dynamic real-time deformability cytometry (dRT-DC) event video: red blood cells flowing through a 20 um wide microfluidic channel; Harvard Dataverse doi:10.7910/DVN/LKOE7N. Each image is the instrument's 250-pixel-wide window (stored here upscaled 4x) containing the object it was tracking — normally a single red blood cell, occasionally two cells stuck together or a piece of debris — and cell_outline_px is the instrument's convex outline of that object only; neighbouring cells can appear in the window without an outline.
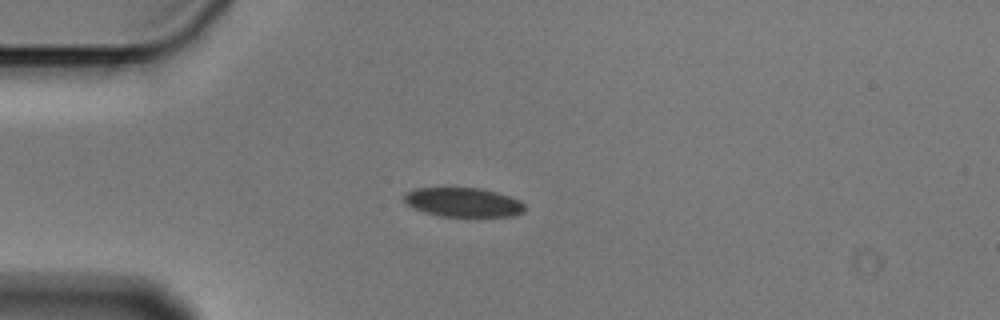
{"species": "Egyptian fruit bat (a non-hibernating species)", "species_latin": "Rousettus aegyptiacus", "temperature_condition": "cold", "stored_images_in_passage": 4, "camera_frame_rate_fps": 3000, "um_per_image_px": 0.085, "animal": {"sex": "male"}, "frame": {"image": 1, "passage_image": 3, "time_ms": 0.667, "image_size_px": [1000, 320], "cell_outline_px": [[524, 212], [516, 216], [440, 216], [424, 212], [412, 208], [404, 200], [404, 196], [408, 192], [416, 188], [480, 188], [496, 192], [520, 200], [524, 204]], "centroid_in_image_um": [39.39, 17.2], "position_along_channel_um": 45.6, "area_um2": 20.4}}